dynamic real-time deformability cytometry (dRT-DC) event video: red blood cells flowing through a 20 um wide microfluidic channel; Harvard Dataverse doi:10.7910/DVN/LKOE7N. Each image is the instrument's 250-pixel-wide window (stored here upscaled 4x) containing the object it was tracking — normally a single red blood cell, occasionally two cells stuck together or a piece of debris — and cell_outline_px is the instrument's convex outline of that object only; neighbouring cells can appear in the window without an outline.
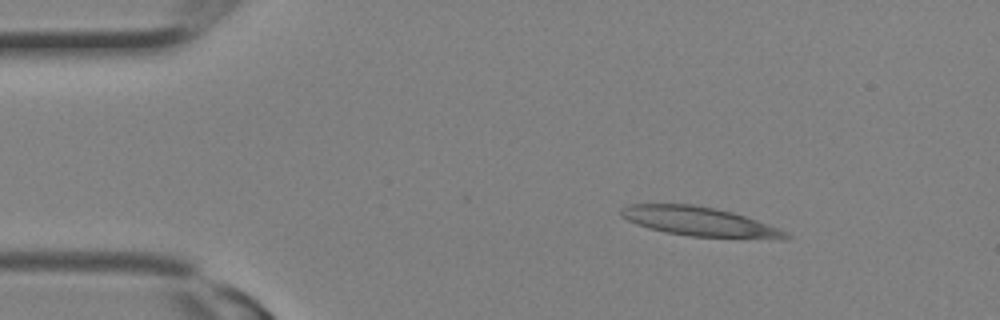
{"species": "Egyptian fruit bat (a non-hibernating species)", "species_latin": "Rousettus aegyptiacus", "temperature_condition": "room temperature", "stored_images_in_passage": 4, "segment_of_instrument_passage": [1, 2], "camera_frame_rate_fps": 3000, "um_per_image_px": 0.085, "animal": {"sex": "female"}, "frame": {"image": 1, "passage_image": 2, "time_ms": 0.333, "image_size_px": [1000, 320], "cell_outline_px": [[792, 236], [784, 240], [780, 240], [688, 236], [648, 228], [636, 224], [620, 216], [620, 208], [628, 204], [692, 204], [716, 208], [732, 212], [780, 228]], "centroid_in_image_um": [59.5, 18.85], "position_along_channel_um": 25.5, "area_um2": 28.32}}